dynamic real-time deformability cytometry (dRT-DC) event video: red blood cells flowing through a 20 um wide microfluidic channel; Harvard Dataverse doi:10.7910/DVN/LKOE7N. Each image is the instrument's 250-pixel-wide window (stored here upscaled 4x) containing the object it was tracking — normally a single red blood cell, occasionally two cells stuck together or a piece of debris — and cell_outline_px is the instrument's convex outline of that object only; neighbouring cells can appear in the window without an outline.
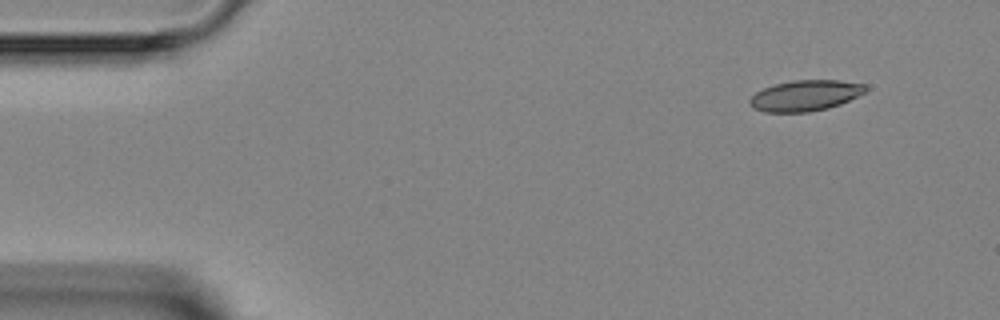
{"species": "Egyptian fruit bat (a non-hibernating species)", "species_latin": "Rousettus aegyptiacus", "temperature_condition": "room temperature", "stored_images_in_passage": 7, "camera_frame_rate_fps": 3000, "um_per_image_px": 0.085, "animal": {"sex": "female"}, "frame": {"image": 1, "passage_image": 1, "time_ms": 0.0, "image_size_px": [1000, 320], "cell_outline_px": [[868, 88], [864, 92], [840, 104], [828, 108], [808, 112], [764, 112], [752, 108], [748, 104], [748, 100], [756, 92], [764, 88], [776, 84], [792, 80], [840, 80], [864, 84]], "centroid_in_image_um": [68.41, 8.12], "position_along_channel_um": 16.6, "area_um2": 20.75}}
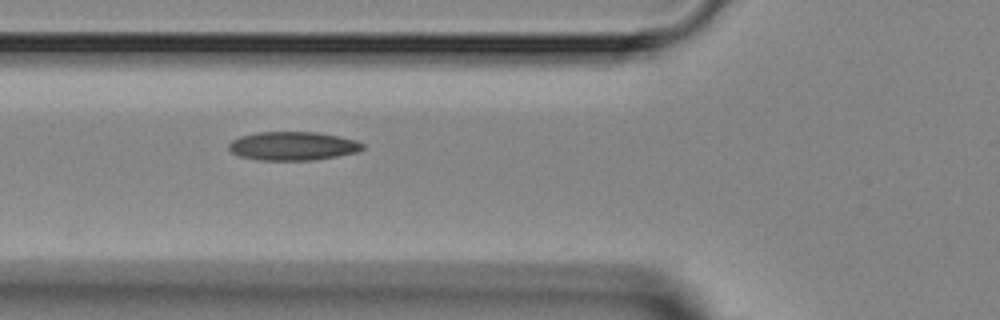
{"frame": {"image": 2, "passage_image": 5, "time_ms": 4.333, "image_size_px": [1000, 320], "cell_outline_px": [[364, 148], [356, 152], [316, 160], [260, 160], [240, 156], [232, 152], [228, 148], [228, 144], [232, 140], [240, 136], [256, 132], [316, 132], [356, 140], [364, 144]], "centroid_in_image_um": [24.87, 12.41], "position_along_channel_um": 100.9, "area_um2": 22.25}}
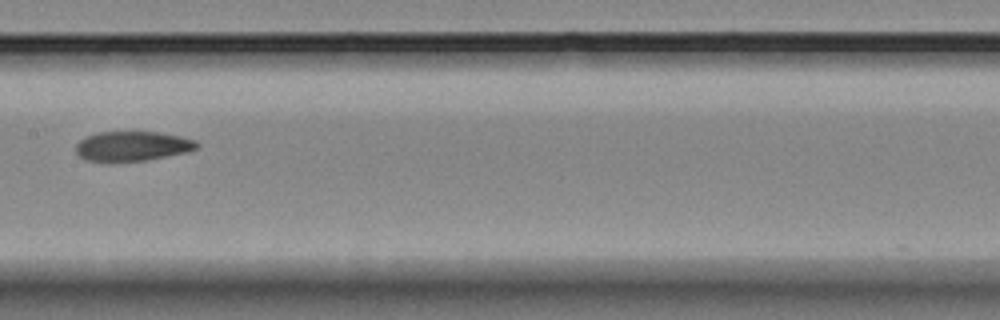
{"frame": {"image": 3, "passage_image": 7, "time_ms": 6.667, "image_size_px": [1000, 320], "cell_outline_px": [[200, 144], [196, 148], [188, 152], [144, 160], [112, 164], [84, 160], [76, 152], [76, 144], [84, 136], [100, 132], [156, 132], [180, 136], [196, 140]], "centroid_in_image_um": [11.2, 12.45], "position_along_channel_um": 196.2, "area_um2": 21.44}}